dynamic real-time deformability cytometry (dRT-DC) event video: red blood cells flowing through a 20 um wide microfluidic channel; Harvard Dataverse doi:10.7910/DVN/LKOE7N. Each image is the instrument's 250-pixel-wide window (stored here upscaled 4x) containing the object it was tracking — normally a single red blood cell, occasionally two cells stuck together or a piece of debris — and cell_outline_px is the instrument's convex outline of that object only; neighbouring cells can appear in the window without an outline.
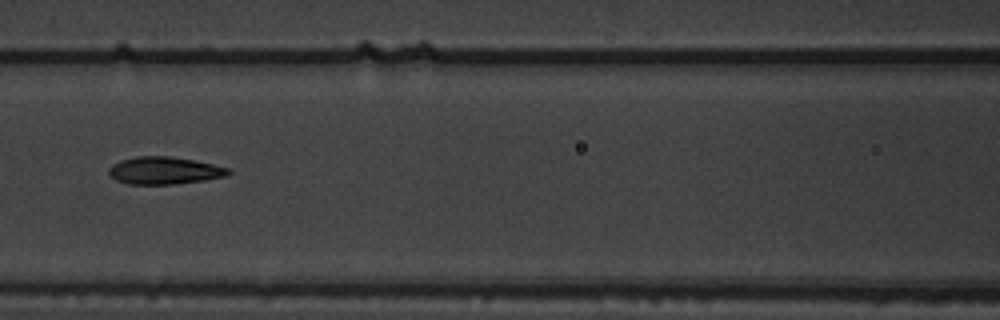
{"species": "common noctule bat (a hibernating species)", "species_latin": "Nyctalus noctula", "temperature_condition": "warm", "stored_images_in_passage": 6, "camera_frame_rate_fps": 3000, "um_per_image_px": 0.085, "animal": {"sex": "male", "body_mass_g": 19.5, "forearm_length_mm": 54.6}, "frame": {"image": 1, "passage_image": 3, "time_ms": 0.667, "image_size_px": [1000, 320], "cell_outline_px": [[232, 172], [228, 176], [204, 180], [176, 184], [128, 184], [116, 180], [108, 172], [108, 168], [112, 164], [120, 160], [136, 156], [168, 156], [192, 160], [212, 164], [228, 168]], "centroid_in_image_um": [13.96, 14.5], "position_along_channel_um": 152.6, "area_um2": 19.07}}
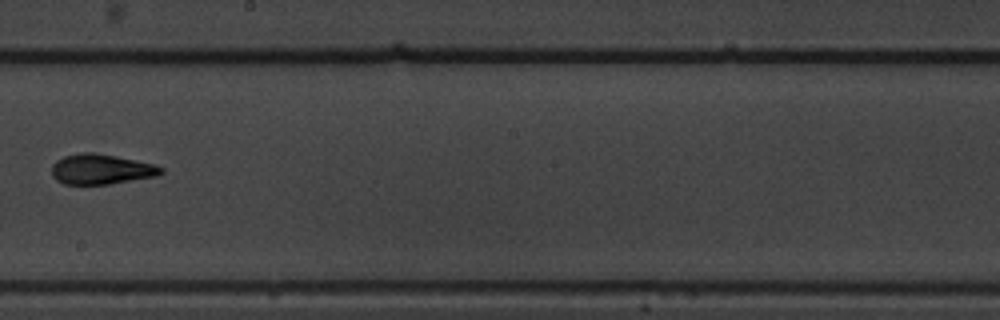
{"frame": {"image": 2, "passage_image": 5, "time_ms": 1.333, "image_size_px": [1000, 320], "cell_outline_px": [[164, 172], [156, 176], [108, 184], [64, 184], [56, 180], [52, 176], [52, 164], [56, 160], [64, 156], [80, 152], [92, 152], [116, 156], [156, 164], [164, 168]], "centroid_in_image_um": [8.6, 14.38], "position_along_channel_um": 239.6, "area_um2": 19.31}}
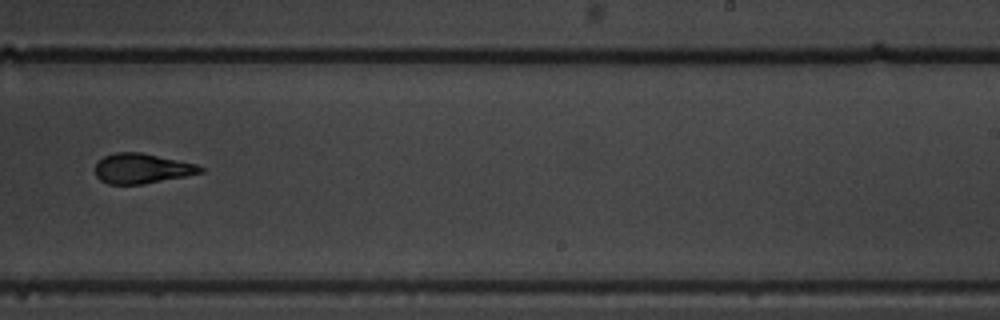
{"frame": {"image": 3, "passage_image": 6, "time_ms": 1.667, "image_size_px": [1000, 320], "cell_outline_px": [[204, 172], [144, 184], [108, 184], [100, 180], [96, 176], [96, 164], [104, 156], [116, 152], [140, 152], [196, 164], [204, 168]], "centroid_in_image_um": [12.05, 14.32], "position_along_channel_um": 277.0, "area_um2": 18.21}}